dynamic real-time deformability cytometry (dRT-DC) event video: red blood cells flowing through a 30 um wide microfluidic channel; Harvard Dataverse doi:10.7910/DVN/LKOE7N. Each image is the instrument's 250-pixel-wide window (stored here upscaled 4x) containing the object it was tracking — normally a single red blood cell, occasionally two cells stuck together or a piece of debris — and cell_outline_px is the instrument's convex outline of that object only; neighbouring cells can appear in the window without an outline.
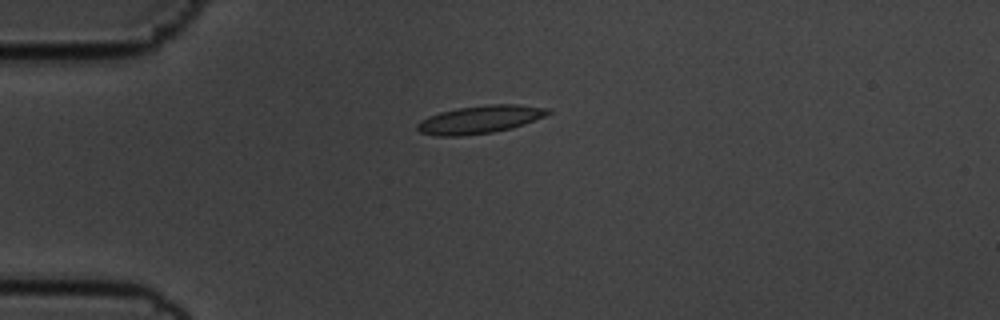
{"species": "common noctule bat (a hibernating species)", "species_latin": "Nyctalus noctula", "temperature_condition": "cold", "stored_images_in_passage": 43, "camera_frame_rate_fps": 3000, "um_per_image_px": 0.085, "animal": {"sex": "male", "body_mass_g": 19.5, "forearm_length_mm": 54.6}, "frame": {"image": 1, "passage_image": 1, "time_ms": 0.0, "image_size_px": [1000, 320], "cell_outline_px": [[552, 112], [544, 116], [524, 124], [512, 128], [492, 132], [460, 136], [436, 136], [420, 132], [416, 128], [416, 124], [420, 120], [428, 116], [440, 112], [456, 108], [488, 104], [516, 104], [548, 108]], "centroid_in_image_um": [40.76, 10.15], "position_along_channel_um": 44.2, "area_um2": 21.27}}
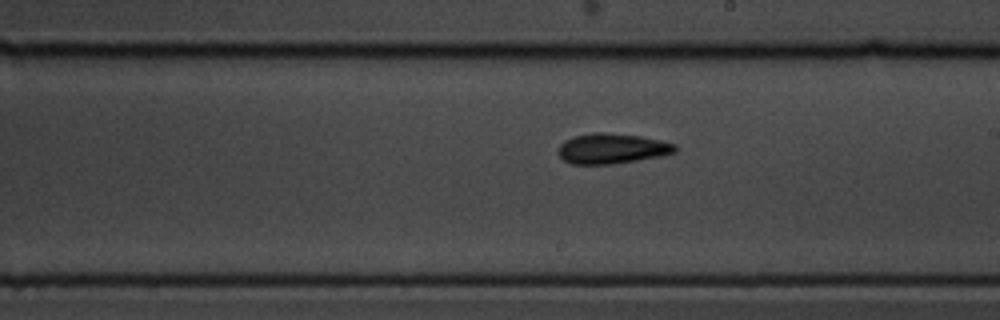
{"frame": {"image": 2, "passage_image": 19, "time_ms": 6.0, "image_size_px": [1000, 320], "cell_outline_px": [[676, 152], [664, 156], [612, 164], [572, 164], [564, 160], [560, 156], [560, 144], [564, 140], [576, 136], [596, 132], [604, 132], [640, 136], [660, 140], [676, 144]], "centroid_in_image_um": [52.06, 12.63], "position_along_channel_um": 236.9, "area_um2": 20.52}}
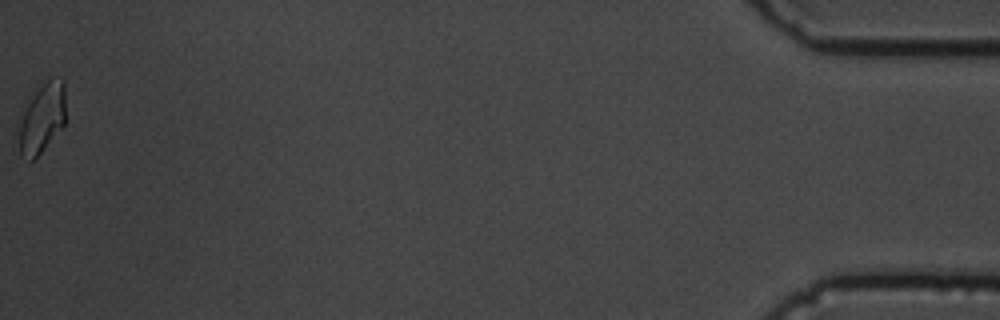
{"frame": {"image": 3, "passage_image": 43, "time_ms": 14.0, "image_size_px": [1000, 320], "cell_outline_px": [[64, 124], [40, 152], [32, 160], [20, 156], [20, 108], [24, 100], [40, 80], [48, 76], [52, 76], [64, 80]], "centroid_in_image_um": [3.52, 9.86], "position_along_channel_um": 431.7, "area_um2": 19.77}, "authors_computed_cell_mechanics": {"area_um2": 19.652, "velocity_mm_per_s": 3.6041, "shape_relaxation_time_tau1_ms": 4.2452, "shape_relaxation_time_tau2_ms": 3.5238, "deformation_change_tau1": 0.1278, "deformation_change_tau2": 0.0741}}